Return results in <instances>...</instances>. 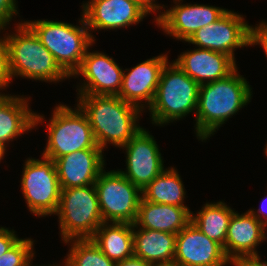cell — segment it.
Segmentation results:
<instances>
[{"instance_id": "ab89813d", "label": "cell", "mask_w": 267, "mask_h": 266, "mask_svg": "<svg viewBox=\"0 0 267 266\" xmlns=\"http://www.w3.org/2000/svg\"><path fill=\"white\" fill-rule=\"evenodd\" d=\"M63 263H65V264L64 265L62 264V266H70L66 261Z\"/></svg>"}, {"instance_id": "60d3db41", "label": "cell", "mask_w": 267, "mask_h": 266, "mask_svg": "<svg viewBox=\"0 0 267 266\" xmlns=\"http://www.w3.org/2000/svg\"><path fill=\"white\" fill-rule=\"evenodd\" d=\"M29 266H33L32 264H30ZM37 266V265H36ZM41 266V265H40ZM45 266V265H44ZM48 266H52V265H48ZM54 266H58V265H54ZM59 266H61V265H59Z\"/></svg>"}, {"instance_id": "ac0fdd59", "label": "cell", "mask_w": 267, "mask_h": 266, "mask_svg": "<svg viewBox=\"0 0 267 266\" xmlns=\"http://www.w3.org/2000/svg\"><path fill=\"white\" fill-rule=\"evenodd\" d=\"M61 189L95 184L104 170L101 148L83 149L54 160Z\"/></svg>"}, {"instance_id": "e0dca14e", "label": "cell", "mask_w": 267, "mask_h": 266, "mask_svg": "<svg viewBox=\"0 0 267 266\" xmlns=\"http://www.w3.org/2000/svg\"><path fill=\"white\" fill-rule=\"evenodd\" d=\"M262 241V223L248 210L240 214L234 212L227 230L225 255L234 266L260 259L256 249Z\"/></svg>"}, {"instance_id": "9a60e30c", "label": "cell", "mask_w": 267, "mask_h": 266, "mask_svg": "<svg viewBox=\"0 0 267 266\" xmlns=\"http://www.w3.org/2000/svg\"><path fill=\"white\" fill-rule=\"evenodd\" d=\"M174 263L179 266H226L231 261L223 247L209 239L192 222L176 234Z\"/></svg>"}, {"instance_id": "ffe728a7", "label": "cell", "mask_w": 267, "mask_h": 266, "mask_svg": "<svg viewBox=\"0 0 267 266\" xmlns=\"http://www.w3.org/2000/svg\"><path fill=\"white\" fill-rule=\"evenodd\" d=\"M28 99V100H27ZM30 97L0 96V148L6 152V145L26 131L32 130L44 120L28 106Z\"/></svg>"}, {"instance_id": "44dd1931", "label": "cell", "mask_w": 267, "mask_h": 266, "mask_svg": "<svg viewBox=\"0 0 267 266\" xmlns=\"http://www.w3.org/2000/svg\"><path fill=\"white\" fill-rule=\"evenodd\" d=\"M188 207L148 202L141 198L133 227L178 234L191 222Z\"/></svg>"}, {"instance_id": "277c9868", "label": "cell", "mask_w": 267, "mask_h": 266, "mask_svg": "<svg viewBox=\"0 0 267 266\" xmlns=\"http://www.w3.org/2000/svg\"><path fill=\"white\" fill-rule=\"evenodd\" d=\"M81 16V26L47 19L25 22L69 77L80 68L87 49L95 44Z\"/></svg>"}, {"instance_id": "484cf974", "label": "cell", "mask_w": 267, "mask_h": 266, "mask_svg": "<svg viewBox=\"0 0 267 266\" xmlns=\"http://www.w3.org/2000/svg\"><path fill=\"white\" fill-rule=\"evenodd\" d=\"M69 253L65 261L70 266H115L116 262L109 259L92 239H71Z\"/></svg>"}, {"instance_id": "5bb4252c", "label": "cell", "mask_w": 267, "mask_h": 266, "mask_svg": "<svg viewBox=\"0 0 267 266\" xmlns=\"http://www.w3.org/2000/svg\"><path fill=\"white\" fill-rule=\"evenodd\" d=\"M87 2L82 5V15L94 41L91 30L128 28L130 25H137L149 14L139 3L130 0Z\"/></svg>"}, {"instance_id": "52a82bcc", "label": "cell", "mask_w": 267, "mask_h": 266, "mask_svg": "<svg viewBox=\"0 0 267 266\" xmlns=\"http://www.w3.org/2000/svg\"><path fill=\"white\" fill-rule=\"evenodd\" d=\"M46 148L42 156L52 159L83 149L100 148L95 140L86 114L77 105L59 104L55 107L49 123Z\"/></svg>"}, {"instance_id": "1f68e13d", "label": "cell", "mask_w": 267, "mask_h": 266, "mask_svg": "<svg viewBox=\"0 0 267 266\" xmlns=\"http://www.w3.org/2000/svg\"><path fill=\"white\" fill-rule=\"evenodd\" d=\"M115 266H151V264L133 255L125 260L117 261Z\"/></svg>"}, {"instance_id": "d590c367", "label": "cell", "mask_w": 267, "mask_h": 266, "mask_svg": "<svg viewBox=\"0 0 267 266\" xmlns=\"http://www.w3.org/2000/svg\"><path fill=\"white\" fill-rule=\"evenodd\" d=\"M266 228H267V222L262 223V241H264L265 239L267 240L266 236L267 233H265Z\"/></svg>"}, {"instance_id": "5b68a950", "label": "cell", "mask_w": 267, "mask_h": 266, "mask_svg": "<svg viewBox=\"0 0 267 266\" xmlns=\"http://www.w3.org/2000/svg\"><path fill=\"white\" fill-rule=\"evenodd\" d=\"M200 85L174 62L162 68L152 104L148 107L153 124L161 125L180 120L197 112Z\"/></svg>"}, {"instance_id": "8d00e7d4", "label": "cell", "mask_w": 267, "mask_h": 266, "mask_svg": "<svg viewBox=\"0 0 267 266\" xmlns=\"http://www.w3.org/2000/svg\"><path fill=\"white\" fill-rule=\"evenodd\" d=\"M151 266H179L177 263L152 264Z\"/></svg>"}, {"instance_id": "ba28073f", "label": "cell", "mask_w": 267, "mask_h": 266, "mask_svg": "<svg viewBox=\"0 0 267 266\" xmlns=\"http://www.w3.org/2000/svg\"><path fill=\"white\" fill-rule=\"evenodd\" d=\"M22 171L21 189L28 210L38 217L56 215L61 186L52 159L28 158Z\"/></svg>"}, {"instance_id": "4fadbf2b", "label": "cell", "mask_w": 267, "mask_h": 266, "mask_svg": "<svg viewBox=\"0 0 267 266\" xmlns=\"http://www.w3.org/2000/svg\"><path fill=\"white\" fill-rule=\"evenodd\" d=\"M123 71L113 57L87 49L80 68L73 74V77L80 75L85 78L84 83L78 86L77 94L117 96L122 85Z\"/></svg>"}, {"instance_id": "7a4b0ae2", "label": "cell", "mask_w": 267, "mask_h": 266, "mask_svg": "<svg viewBox=\"0 0 267 266\" xmlns=\"http://www.w3.org/2000/svg\"><path fill=\"white\" fill-rule=\"evenodd\" d=\"M77 105L86 114L97 145L123 147L140 129L142 109L118 96L78 95ZM79 102V103H78Z\"/></svg>"}, {"instance_id": "f546056e", "label": "cell", "mask_w": 267, "mask_h": 266, "mask_svg": "<svg viewBox=\"0 0 267 266\" xmlns=\"http://www.w3.org/2000/svg\"><path fill=\"white\" fill-rule=\"evenodd\" d=\"M251 45H260L267 57V23L260 22L259 25L252 27Z\"/></svg>"}, {"instance_id": "d4e9b609", "label": "cell", "mask_w": 267, "mask_h": 266, "mask_svg": "<svg viewBox=\"0 0 267 266\" xmlns=\"http://www.w3.org/2000/svg\"><path fill=\"white\" fill-rule=\"evenodd\" d=\"M182 182L175 168H166L142 190V198L148 202L187 207L183 201L186 192Z\"/></svg>"}, {"instance_id": "2e32d148", "label": "cell", "mask_w": 267, "mask_h": 266, "mask_svg": "<svg viewBox=\"0 0 267 266\" xmlns=\"http://www.w3.org/2000/svg\"><path fill=\"white\" fill-rule=\"evenodd\" d=\"M167 62V54H162L141 62L132 70L125 69L128 73L123 71L122 85L117 96L142 110L148 108L154 100L162 68Z\"/></svg>"}, {"instance_id": "30bf717a", "label": "cell", "mask_w": 267, "mask_h": 266, "mask_svg": "<svg viewBox=\"0 0 267 266\" xmlns=\"http://www.w3.org/2000/svg\"><path fill=\"white\" fill-rule=\"evenodd\" d=\"M252 27L243 15L229 10L216 22L196 31L186 42L224 53L235 61L236 48L251 46Z\"/></svg>"}, {"instance_id": "d6986e66", "label": "cell", "mask_w": 267, "mask_h": 266, "mask_svg": "<svg viewBox=\"0 0 267 266\" xmlns=\"http://www.w3.org/2000/svg\"><path fill=\"white\" fill-rule=\"evenodd\" d=\"M174 63L199 85L223 79L237 68L229 55L201 48L182 52Z\"/></svg>"}, {"instance_id": "3957f363", "label": "cell", "mask_w": 267, "mask_h": 266, "mask_svg": "<svg viewBox=\"0 0 267 266\" xmlns=\"http://www.w3.org/2000/svg\"><path fill=\"white\" fill-rule=\"evenodd\" d=\"M15 29V33L4 35L9 50L12 80L20 76L56 83L70 78L25 21L19 22Z\"/></svg>"}, {"instance_id": "7402d4cb", "label": "cell", "mask_w": 267, "mask_h": 266, "mask_svg": "<svg viewBox=\"0 0 267 266\" xmlns=\"http://www.w3.org/2000/svg\"><path fill=\"white\" fill-rule=\"evenodd\" d=\"M133 243L134 256L151 265L174 262L176 234L133 227Z\"/></svg>"}, {"instance_id": "4316f807", "label": "cell", "mask_w": 267, "mask_h": 266, "mask_svg": "<svg viewBox=\"0 0 267 266\" xmlns=\"http://www.w3.org/2000/svg\"><path fill=\"white\" fill-rule=\"evenodd\" d=\"M34 240L20 238L6 253L0 256V266H29L34 258Z\"/></svg>"}, {"instance_id": "e575fe53", "label": "cell", "mask_w": 267, "mask_h": 266, "mask_svg": "<svg viewBox=\"0 0 267 266\" xmlns=\"http://www.w3.org/2000/svg\"><path fill=\"white\" fill-rule=\"evenodd\" d=\"M241 266H267V261H261V259H254L244 262Z\"/></svg>"}, {"instance_id": "b9f144b4", "label": "cell", "mask_w": 267, "mask_h": 266, "mask_svg": "<svg viewBox=\"0 0 267 266\" xmlns=\"http://www.w3.org/2000/svg\"><path fill=\"white\" fill-rule=\"evenodd\" d=\"M130 1H133V2L139 3V0H130Z\"/></svg>"}, {"instance_id": "7c38bea8", "label": "cell", "mask_w": 267, "mask_h": 266, "mask_svg": "<svg viewBox=\"0 0 267 266\" xmlns=\"http://www.w3.org/2000/svg\"><path fill=\"white\" fill-rule=\"evenodd\" d=\"M173 1L176 5L164 12L160 11L154 20L166 34L180 41H187L196 31L216 22L228 11L216 6Z\"/></svg>"}, {"instance_id": "603a6c76", "label": "cell", "mask_w": 267, "mask_h": 266, "mask_svg": "<svg viewBox=\"0 0 267 266\" xmlns=\"http://www.w3.org/2000/svg\"><path fill=\"white\" fill-rule=\"evenodd\" d=\"M91 239L115 262L134 255L133 224L104 222Z\"/></svg>"}, {"instance_id": "836d02e7", "label": "cell", "mask_w": 267, "mask_h": 266, "mask_svg": "<svg viewBox=\"0 0 267 266\" xmlns=\"http://www.w3.org/2000/svg\"><path fill=\"white\" fill-rule=\"evenodd\" d=\"M139 4L149 13L152 12H158V10H161L164 5H159L155 2V0H139Z\"/></svg>"}, {"instance_id": "f35d334b", "label": "cell", "mask_w": 267, "mask_h": 266, "mask_svg": "<svg viewBox=\"0 0 267 266\" xmlns=\"http://www.w3.org/2000/svg\"><path fill=\"white\" fill-rule=\"evenodd\" d=\"M264 151H265V155L267 156V144H266V146H265Z\"/></svg>"}, {"instance_id": "f1b7e54d", "label": "cell", "mask_w": 267, "mask_h": 266, "mask_svg": "<svg viewBox=\"0 0 267 266\" xmlns=\"http://www.w3.org/2000/svg\"><path fill=\"white\" fill-rule=\"evenodd\" d=\"M16 3V0H0V30H6L13 16H17L18 6Z\"/></svg>"}, {"instance_id": "74e56055", "label": "cell", "mask_w": 267, "mask_h": 266, "mask_svg": "<svg viewBox=\"0 0 267 266\" xmlns=\"http://www.w3.org/2000/svg\"><path fill=\"white\" fill-rule=\"evenodd\" d=\"M6 153L0 148V162H1V160L4 158V155H5Z\"/></svg>"}, {"instance_id": "9c48e42d", "label": "cell", "mask_w": 267, "mask_h": 266, "mask_svg": "<svg viewBox=\"0 0 267 266\" xmlns=\"http://www.w3.org/2000/svg\"><path fill=\"white\" fill-rule=\"evenodd\" d=\"M95 188L104 222L135 223L142 190L124 177L119 169L103 170L95 182Z\"/></svg>"}, {"instance_id": "d6a6232c", "label": "cell", "mask_w": 267, "mask_h": 266, "mask_svg": "<svg viewBox=\"0 0 267 266\" xmlns=\"http://www.w3.org/2000/svg\"><path fill=\"white\" fill-rule=\"evenodd\" d=\"M267 197L264 198L263 202L261 203V207L255 212V209H250V213L258 219L261 223L267 222V209L265 208L267 202ZM266 202V203H265ZM266 210V212H265Z\"/></svg>"}, {"instance_id": "8992f818", "label": "cell", "mask_w": 267, "mask_h": 266, "mask_svg": "<svg viewBox=\"0 0 267 266\" xmlns=\"http://www.w3.org/2000/svg\"><path fill=\"white\" fill-rule=\"evenodd\" d=\"M56 214L62 241L91 239L104 223L95 184L62 189Z\"/></svg>"}, {"instance_id": "cb8c5ba5", "label": "cell", "mask_w": 267, "mask_h": 266, "mask_svg": "<svg viewBox=\"0 0 267 266\" xmlns=\"http://www.w3.org/2000/svg\"><path fill=\"white\" fill-rule=\"evenodd\" d=\"M234 212L222 201L207 202L198 213H191V222L209 239L220 244L225 252L227 230Z\"/></svg>"}, {"instance_id": "6da1fadb", "label": "cell", "mask_w": 267, "mask_h": 266, "mask_svg": "<svg viewBox=\"0 0 267 266\" xmlns=\"http://www.w3.org/2000/svg\"><path fill=\"white\" fill-rule=\"evenodd\" d=\"M236 68L217 81L201 84L195 115L197 139L207 140L252 98V88ZM248 82V83H247Z\"/></svg>"}, {"instance_id": "8fae6325", "label": "cell", "mask_w": 267, "mask_h": 266, "mask_svg": "<svg viewBox=\"0 0 267 266\" xmlns=\"http://www.w3.org/2000/svg\"><path fill=\"white\" fill-rule=\"evenodd\" d=\"M121 148L126 151L127 170L119 172L141 190L165 170L158 144L146 129H140Z\"/></svg>"}, {"instance_id": "4dcf8cb0", "label": "cell", "mask_w": 267, "mask_h": 266, "mask_svg": "<svg viewBox=\"0 0 267 266\" xmlns=\"http://www.w3.org/2000/svg\"><path fill=\"white\" fill-rule=\"evenodd\" d=\"M9 228L0 227V256L6 253L20 238Z\"/></svg>"}, {"instance_id": "83f0119b", "label": "cell", "mask_w": 267, "mask_h": 266, "mask_svg": "<svg viewBox=\"0 0 267 266\" xmlns=\"http://www.w3.org/2000/svg\"><path fill=\"white\" fill-rule=\"evenodd\" d=\"M10 81L12 82V76L9 66V50L3 36V38L0 37V89H6V87L9 86L8 84L11 83ZM4 95L8 94H2V92H0V96Z\"/></svg>"}]
</instances>
